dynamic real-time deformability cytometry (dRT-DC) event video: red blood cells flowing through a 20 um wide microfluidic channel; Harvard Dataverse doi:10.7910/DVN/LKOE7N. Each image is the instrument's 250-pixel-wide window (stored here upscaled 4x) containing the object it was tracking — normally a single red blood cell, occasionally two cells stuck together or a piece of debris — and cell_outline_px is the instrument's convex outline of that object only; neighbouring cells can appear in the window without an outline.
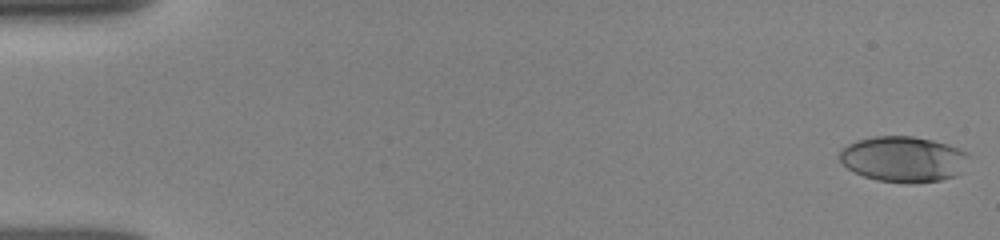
{"species": "human", "species_latin": "Homo sapiens", "temperature_condition": "room temperature", "stored_images_in_passage": 51, "camera_frame_rate_fps": 3000, "um_per_image_px": 0.085, "donor": {"sex": "female"}, "frame": {"image": 1, "passage_image": 1, "time_ms": 0.0, "image_size_px": [1000, 240], "cell_outline_px": [[968, 156], [960, 172], [956, 176], [940, 180], [916, 184], [908, 184], [876, 180], [864, 176], [848, 168], [840, 160], [840, 152], [848, 144], [856, 140], [872, 136], [912, 136], [932, 140], [948, 144], [960, 148], [968, 152]], "centroid_in_image_um": [76.8, 13.53], "position_along_channel_um": 8.2, "area_um2": 34.45}}
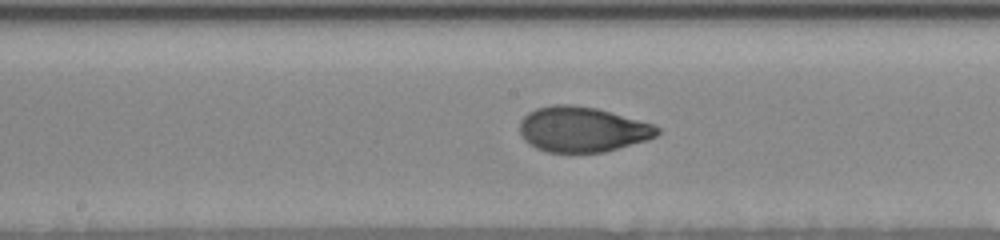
{"frame": {"image": 2, "passage_image": 27, "time_ms": 8.667, "image_size_px": [1000, 240], "cell_outline_px": [[660, 132], [656, 136], [648, 140], [604, 152], [548, 152], [536, 148], [528, 144], [524, 140], [520, 132], [520, 120], [528, 112], [536, 108], [552, 104], [572, 104], [596, 108], [652, 124], [660, 128]], "centroid_in_image_um": [49.47, 10.99], "position_along_channel_um": 198.7, "area_um2": 36.3}}
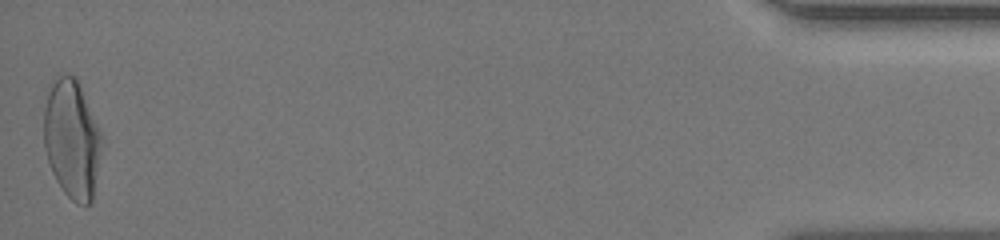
{"frame": {"image": 3, "passage_image": 51, "time_ms": 16.667, "image_size_px": [1000, 240], "cell_outline_px": [[104, 136], [92, 200], [88, 204], [76, 204], [64, 192], [56, 180], [52, 172], [44, 148], [44, 108], [48, 84], [60, 76], [68, 72], [76, 76]], "centroid_in_image_um": [6.12, 11.77], "position_along_channel_um": 429.1, "area_um2": 40.63}, "authors_computed_cell_mechanics": {"area_um2": 35.6626, "velocity_mm_per_s": 3.9518, "shape_relaxation_time_tau1_ms": 4.4614, "shape_relaxation_time_tau2_ms": 0.8784, "deformation_change_tau1": 0.1922, "deformation_change_tau2": 0.0574}}